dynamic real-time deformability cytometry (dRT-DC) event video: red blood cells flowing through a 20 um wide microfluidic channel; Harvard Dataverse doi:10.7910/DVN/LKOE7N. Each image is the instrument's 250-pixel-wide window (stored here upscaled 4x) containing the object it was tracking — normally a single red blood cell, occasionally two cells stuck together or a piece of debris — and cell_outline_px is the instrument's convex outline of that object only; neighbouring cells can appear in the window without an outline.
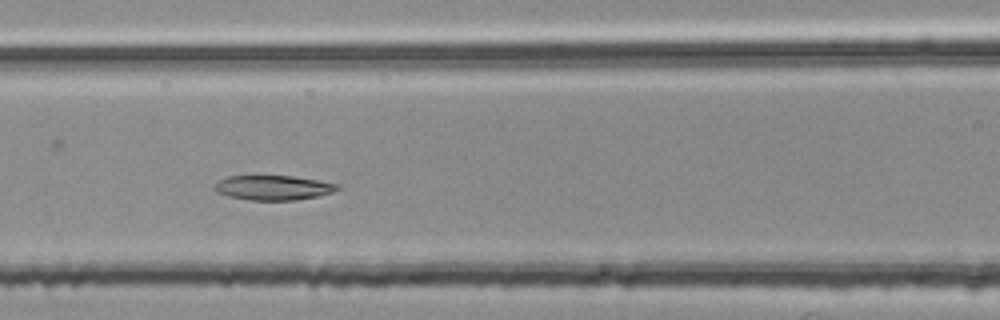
{"species": "common noctule bat (a hibernating species)", "species_latin": "Nyctalus noctula", "temperature_condition": "room temperature", "stored_images_in_passage": 45, "camera_frame_rate_fps": 3000, "um_per_image_px": 0.085, "animal": {"sex": "female", "body_mass_g": 25.1}, "frame": {"image": 1, "passage_image": 16, "time_ms": 5.0, "image_size_px": [1000, 320], "cell_outline_px": [[340, 188], [332, 192], [320, 196], [296, 200], [248, 200], [228, 196], [216, 192], [212, 188], [212, 184], [228, 176], [292, 176], [340, 184]], "centroid_in_image_um": [23.2, 15.96], "position_along_channel_um": 143.4, "area_um2": 17.8}}
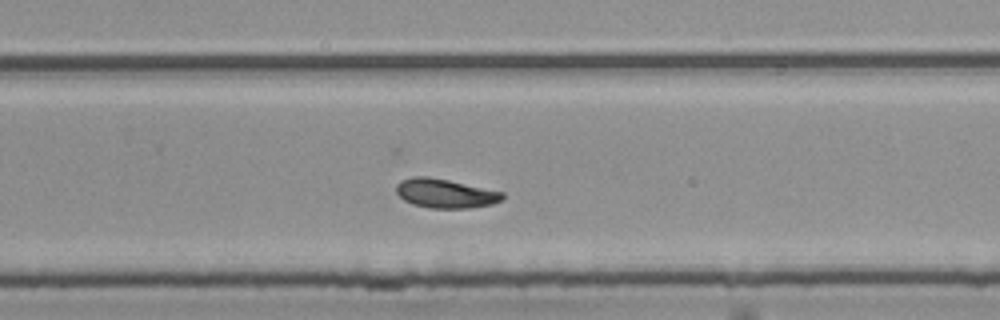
{"frame": {"image": 2, "passage_image": 28, "time_ms": 9.0, "image_size_px": [1000, 320], "cell_outline_px": [[504, 200], [492, 204], [468, 208], [428, 208], [412, 204], [404, 200], [396, 192], [396, 184], [400, 180], [412, 176], [428, 176], [448, 180], [504, 192]], "centroid_in_image_um": [37.84, 16.44], "position_along_channel_um": 292.0, "area_um2": 18.15}}
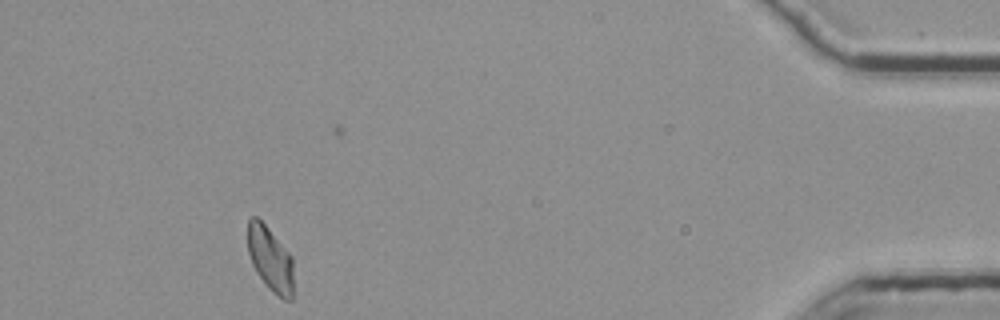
{"frame": {"image": 3, "passage_image": 43, "time_ms": 14.0, "image_size_px": [1000, 320], "cell_outline_px": [[292, 300], [284, 300], [272, 292], [268, 288], [256, 272], [252, 264], [248, 252], [248, 220], [252, 216], [256, 216], [264, 224], [292, 256]], "centroid_in_image_um": [22.96, 22.03], "position_along_channel_um": 412.2, "area_um2": 17.05}}